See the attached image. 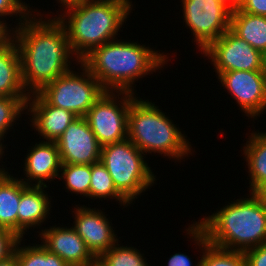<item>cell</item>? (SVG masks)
I'll list each match as a JSON object with an SVG mask.
<instances>
[{"label": "cell", "mask_w": 266, "mask_h": 266, "mask_svg": "<svg viewBox=\"0 0 266 266\" xmlns=\"http://www.w3.org/2000/svg\"><path fill=\"white\" fill-rule=\"evenodd\" d=\"M190 256H187L183 253H175L174 255H171V257L168 260L167 266H193L191 262ZM194 266H200L199 261Z\"/></svg>", "instance_id": "32"}, {"label": "cell", "mask_w": 266, "mask_h": 266, "mask_svg": "<svg viewBox=\"0 0 266 266\" xmlns=\"http://www.w3.org/2000/svg\"><path fill=\"white\" fill-rule=\"evenodd\" d=\"M218 79L245 116L256 119L266 110V70L222 72Z\"/></svg>", "instance_id": "11"}, {"label": "cell", "mask_w": 266, "mask_h": 266, "mask_svg": "<svg viewBox=\"0 0 266 266\" xmlns=\"http://www.w3.org/2000/svg\"><path fill=\"white\" fill-rule=\"evenodd\" d=\"M86 266H104L98 259H96L95 261H93L92 263H89Z\"/></svg>", "instance_id": "36"}, {"label": "cell", "mask_w": 266, "mask_h": 266, "mask_svg": "<svg viewBox=\"0 0 266 266\" xmlns=\"http://www.w3.org/2000/svg\"><path fill=\"white\" fill-rule=\"evenodd\" d=\"M30 149L25 157L23 169L28 179L20 178V180L26 185L45 186L47 185L45 181H52L51 179L54 181L58 178L62 162L56 142L43 140Z\"/></svg>", "instance_id": "16"}, {"label": "cell", "mask_w": 266, "mask_h": 266, "mask_svg": "<svg viewBox=\"0 0 266 266\" xmlns=\"http://www.w3.org/2000/svg\"><path fill=\"white\" fill-rule=\"evenodd\" d=\"M27 109L26 113L32 117L31 125L46 141L55 142L77 118L69 110L50 105L39 93L29 96Z\"/></svg>", "instance_id": "15"}, {"label": "cell", "mask_w": 266, "mask_h": 266, "mask_svg": "<svg viewBox=\"0 0 266 266\" xmlns=\"http://www.w3.org/2000/svg\"><path fill=\"white\" fill-rule=\"evenodd\" d=\"M22 0H0V17L2 16L6 18V16H13V15H19L18 20H20L18 25L24 22L27 17L32 14H34L33 9L31 10L30 6L25 4V2H21ZM30 8V9H28ZM31 10V11H30ZM21 16V17H20ZM0 18V34H8L11 29L7 27L8 24H6V20L1 21Z\"/></svg>", "instance_id": "28"}, {"label": "cell", "mask_w": 266, "mask_h": 266, "mask_svg": "<svg viewBox=\"0 0 266 266\" xmlns=\"http://www.w3.org/2000/svg\"><path fill=\"white\" fill-rule=\"evenodd\" d=\"M243 152L249 168V191L266 194V133L252 131Z\"/></svg>", "instance_id": "19"}, {"label": "cell", "mask_w": 266, "mask_h": 266, "mask_svg": "<svg viewBox=\"0 0 266 266\" xmlns=\"http://www.w3.org/2000/svg\"><path fill=\"white\" fill-rule=\"evenodd\" d=\"M2 140H3V139L0 138V159H1L2 156H3V153H4L3 150H5L4 148H6V147H3V146H5V145L2 144V142H1ZM1 167H2V166H0V177L9 173L8 171H5V168L3 169V168H1Z\"/></svg>", "instance_id": "34"}, {"label": "cell", "mask_w": 266, "mask_h": 266, "mask_svg": "<svg viewBox=\"0 0 266 266\" xmlns=\"http://www.w3.org/2000/svg\"><path fill=\"white\" fill-rule=\"evenodd\" d=\"M74 230L84 240L91 253L98 258L119 239L111 227L110 220L100 209L88 208L85 205L74 207Z\"/></svg>", "instance_id": "13"}, {"label": "cell", "mask_w": 266, "mask_h": 266, "mask_svg": "<svg viewBox=\"0 0 266 266\" xmlns=\"http://www.w3.org/2000/svg\"><path fill=\"white\" fill-rule=\"evenodd\" d=\"M234 4L243 12L266 16V0H237Z\"/></svg>", "instance_id": "31"}, {"label": "cell", "mask_w": 266, "mask_h": 266, "mask_svg": "<svg viewBox=\"0 0 266 266\" xmlns=\"http://www.w3.org/2000/svg\"><path fill=\"white\" fill-rule=\"evenodd\" d=\"M42 245L58 255L69 266H86L97 258L73 227H49L39 232Z\"/></svg>", "instance_id": "14"}, {"label": "cell", "mask_w": 266, "mask_h": 266, "mask_svg": "<svg viewBox=\"0 0 266 266\" xmlns=\"http://www.w3.org/2000/svg\"><path fill=\"white\" fill-rule=\"evenodd\" d=\"M118 243L117 241L97 258L104 266H149L137 248Z\"/></svg>", "instance_id": "26"}, {"label": "cell", "mask_w": 266, "mask_h": 266, "mask_svg": "<svg viewBox=\"0 0 266 266\" xmlns=\"http://www.w3.org/2000/svg\"><path fill=\"white\" fill-rule=\"evenodd\" d=\"M195 223L209 244L226 250L246 251L266 242V194L250 193Z\"/></svg>", "instance_id": "4"}, {"label": "cell", "mask_w": 266, "mask_h": 266, "mask_svg": "<svg viewBox=\"0 0 266 266\" xmlns=\"http://www.w3.org/2000/svg\"><path fill=\"white\" fill-rule=\"evenodd\" d=\"M19 239L20 237L14 232L0 227V261L8 258L14 253Z\"/></svg>", "instance_id": "29"}, {"label": "cell", "mask_w": 266, "mask_h": 266, "mask_svg": "<svg viewBox=\"0 0 266 266\" xmlns=\"http://www.w3.org/2000/svg\"><path fill=\"white\" fill-rule=\"evenodd\" d=\"M201 54L210 59L218 76L229 71L266 70L260 51L237 36L230 28L214 40Z\"/></svg>", "instance_id": "10"}, {"label": "cell", "mask_w": 266, "mask_h": 266, "mask_svg": "<svg viewBox=\"0 0 266 266\" xmlns=\"http://www.w3.org/2000/svg\"><path fill=\"white\" fill-rule=\"evenodd\" d=\"M135 98L128 112L127 138L143 153H159L180 160L193 149L187 136L158 106ZM192 150V151H191Z\"/></svg>", "instance_id": "5"}, {"label": "cell", "mask_w": 266, "mask_h": 266, "mask_svg": "<svg viewBox=\"0 0 266 266\" xmlns=\"http://www.w3.org/2000/svg\"><path fill=\"white\" fill-rule=\"evenodd\" d=\"M29 185L22 193L18 208V237H24L27 229L41 226L50 214V199L44 188Z\"/></svg>", "instance_id": "18"}, {"label": "cell", "mask_w": 266, "mask_h": 266, "mask_svg": "<svg viewBox=\"0 0 266 266\" xmlns=\"http://www.w3.org/2000/svg\"><path fill=\"white\" fill-rule=\"evenodd\" d=\"M90 198L117 199L124 207L131 203L116 189L106 167L101 163L91 164Z\"/></svg>", "instance_id": "23"}, {"label": "cell", "mask_w": 266, "mask_h": 266, "mask_svg": "<svg viewBox=\"0 0 266 266\" xmlns=\"http://www.w3.org/2000/svg\"><path fill=\"white\" fill-rule=\"evenodd\" d=\"M29 97H0V138L4 140L5 134L14 122L27 110ZM20 116V117H19Z\"/></svg>", "instance_id": "27"}, {"label": "cell", "mask_w": 266, "mask_h": 266, "mask_svg": "<svg viewBox=\"0 0 266 266\" xmlns=\"http://www.w3.org/2000/svg\"><path fill=\"white\" fill-rule=\"evenodd\" d=\"M158 52L136 42L114 39L93 49L80 62L107 91L135 93V80L167 64V54Z\"/></svg>", "instance_id": "3"}, {"label": "cell", "mask_w": 266, "mask_h": 266, "mask_svg": "<svg viewBox=\"0 0 266 266\" xmlns=\"http://www.w3.org/2000/svg\"><path fill=\"white\" fill-rule=\"evenodd\" d=\"M116 93L106 91L85 115L101 146L127 139L128 112L136 95L126 91Z\"/></svg>", "instance_id": "8"}, {"label": "cell", "mask_w": 266, "mask_h": 266, "mask_svg": "<svg viewBox=\"0 0 266 266\" xmlns=\"http://www.w3.org/2000/svg\"><path fill=\"white\" fill-rule=\"evenodd\" d=\"M0 266H19L17 255L14 252L8 258L0 261Z\"/></svg>", "instance_id": "33"}, {"label": "cell", "mask_w": 266, "mask_h": 266, "mask_svg": "<svg viewBox=\"0 0 266 266\" xmlns=\"http://www.w3.org/2000/svg\"><path fill=\"white\" fill-rule=\"evenodd\" d=\"M21 77V59L16 42L0 34V97H29Z\"/></svg>", "instance_id": "17"}, {"label": "cell", "mask_w": 266, "mask_h": 266, "mask_svg": "<svg viewBox=\"0 0 266 266\" xmlns=\"http://www.w3.org/2000/svg\"><path fill=\"white\" fill-rule=\"evenodd\" d=\"M230 29L266 56V16L243 12L234 4Z\"/></svg>", "instance_id": "21"}, {"label": "cell", "mask_w": 266, "mask_h": 266, "mask_svg": "<svg viewBox=\"0 0 266 266\" xmlns=\"http://www.w3.org/2000/svg\"><path fill=\"white\" fill-rule=\"evenodd\" d=\"M61 162L91 165L100 162L101 145L85 117H77L55 141Z\"/></svg>", "instance_id": "12"}, {"label": "cell", "mask_w": 266, "mask_h": 266, "mask_svg": "<svg viewBox=\"0 0 266 266\" xmlns=\"http://www.w3.org/2000/svg\"><path fill=\"white\" fill-rule=\"evenodd\" d=\"M128 138L101 147L100 162L109 172L116 189L130 202L154 185L151 167Z\"/></svg>", "instance_id": "6"}, {"label": "cell", "mask_w": 266, "mask_h": 266, "mask_svg": "<svg viewBox=\"0 0 266 266\" xmlns=\"http://www.w3.org/2000/svg\"><path fill=\"white\" fill-rule=\"evenodd\" d=\"M21 242L22 238L18 240L14 250L19 266H69L58 255L49 252L42 243L24 247Z\"/></svg>", "instance_id": "24"}, {"label": "cell", "mask_w": 266, "mask_h": 266, "mask_svg": "<svg viewBox=\"0 0 266 266\" xmlns=\"http://www.w3.org/2000/svg\"><path fill=\"white\" fill-rule=\"evenodd\" d=\"M195 244L200 247V266H246L242 251L226 250L209 244L204 231L194 222L186 230Z\"/></svg>", "instance_id": "22"}, {"label": "cell", "mask_w": 266, "mask_h": 266, "mask_svg": "<svg viewBox=\"0 0 266 266\" xmlns=\"http://www.w3.org/2000/svg\"><path fill=\"white\" fill-rule=\"evenodd\" d=\"M39 15L37 19L30 14L8 33L17 44L22 82L29 95L70 71L73 57L64 26L56 17L42 20Z\"/></svg>", "instance_id": "1"}, {"label": "cell", "mask_w": 266, "mask_h": 266, "mask_svg": "<svg viewBox=\"0 0 266 266\" xmlns=\"http://www.w3.org/2000/svg\"><path fill=\"white\" fill-rule=\"evenodd\" d=\"M60 173L58 178L65 180L67 192L90 198L91 165L62 163Z\"/></svg>", "instance_id": "25"}, {"label": "cell", "mask_w": 266, "mask_h": 266, "mask_svg": "<svg viewBox=\"0 0 266 266\" xmlns=\"http://www.w3.org/2000/svg\"><path fill=\"white\" fill-rule=\"evenodd\" d=\"M246 266H266V242L243 252Z\"/></svg>", "instance_id": "30"}, {"label": "cell", "mask_w": 266, "mask_h": 266, "mask_svg": "<svg viewBox=\"0 0 266 266\" xmlns=\"http://www.w3.org/2000/svg\"><path fill=\"white\" fill-rule=\"evenodd\" d=\"M59 1V2H58ZM76 1H79V0H57L58 3L62 4L60 6H64L66 4H69V3H72V2H76Z\"/></svg>", "instance_id": "35"}, {"label": "cell", "mask_w": 266, "mask_h": 266, "mask_svg": "<svg viewBox=\"0 0 266 266\" xmlns=\"http://www.w3.org/2000/svg\"><path fill=\"white\" fill-rule=\"evenodd\" d=\"M132 7L130 0H79L64 5L65 14L56 19L66 30L75 61L79 63L93 49L114 40Z\"/></svg>", "instance_id": "2"}, {"label": "cell", "mask_w": 266, "mask_h": 266, "mask_svg": "<svg viewBox=\"0 0 266 266\" xmlns=\"http://www.w3.org/2000/svg\"><path fill=\"white\" fill-rule=\"evenodd\" d=\"M9 173L0 177V227L18 236V208L21 193L28 187Z\"/></svg>", "instance_id": "20"}, {"label": "cell", "mask_w": 266, "mask_h": 266, "mask_svg": "<svg viewBox=\"0 0 266 266\" xmlns=\"http://www.w3.org/2000/svg\"><path fill=\"white\" fill-rule=\"evenodd\" d=\"M81 75L72 69L38 92L50 105L85 117L93 104L107 91L81 63ZM79 74V75H78Z\"/></svg>", "instance_id": "7"}, {"label": "cell", "mask_w": 266, "mask_h": 266, "mask_svg": "<svg viewBox=\"0 0 266 266\" xmlns=\"http://www.w3.org/2000/svg\"><path fill=\"white\" fill-rule=\"evenodd\" d=\"M185 26L193 33L201 53L229 28L232 0H181Z\"/></svg>", "instance_id": "9"}]
</instances>
